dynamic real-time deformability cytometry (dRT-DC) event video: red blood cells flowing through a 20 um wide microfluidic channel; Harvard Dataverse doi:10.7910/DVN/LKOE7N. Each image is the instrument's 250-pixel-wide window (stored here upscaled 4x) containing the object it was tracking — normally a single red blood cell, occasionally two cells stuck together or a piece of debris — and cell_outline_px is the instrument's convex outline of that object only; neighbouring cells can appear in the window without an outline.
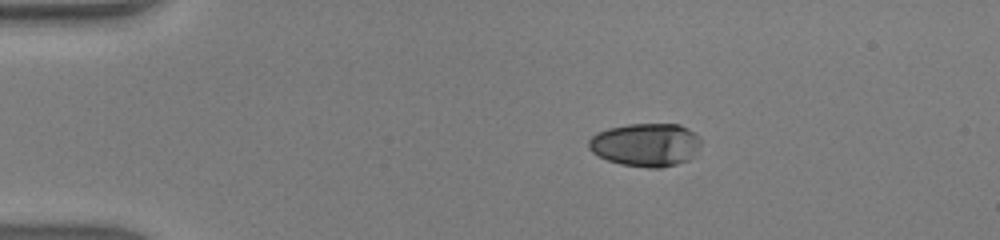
{"species": "human", "species_latin": "Homo sapiens", "temperature_condition": "warm", "stored_images_in_passage": 40, "camera_frame_rate_fps": 3000, "um_per_image_px": 0.085, "donor": {"sex": "male"}, "frame": {"image": 1, "passage_image": 1, "time_ms": 0.0, "image_size_px": [1000, 240], "cell_outline_px": [[700, 144], [692, 156], [688, 160], [676, 164], [660, 168], [648, 168], [620, 164], [608, 160], [592, 152], [588, 148], [588, 140], [596, 132], [608, 128], [628, 124], [680, 124], [688, 128], [700, 136]], "centroid_in_image_um": [54.87, 12.3], "position_along_channel_um": 30.1, "area_um2": 28.38}}
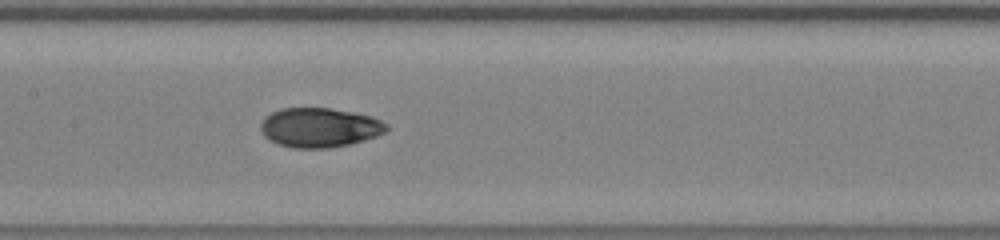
{"frame": {"image": 2, "passage_image": 16, "time_ms": 5.0, "image_size_px": [1000, 240], "cell_outline_px": [[388, 128], [384, 132], [376, 136], [364, 140], [348, 144], [328, 148], [292, 148], [280, 144], [264, 136], [260, 128], [260, 124], [264, 116], [280, 108], [328, 108], [352, 112], [368, 116], [380, 120], [388, 124]], "centroid_in_image_um": [27.13, 10.84], "position_along_channel_um": 180.3, "area_um2": 28.73}}
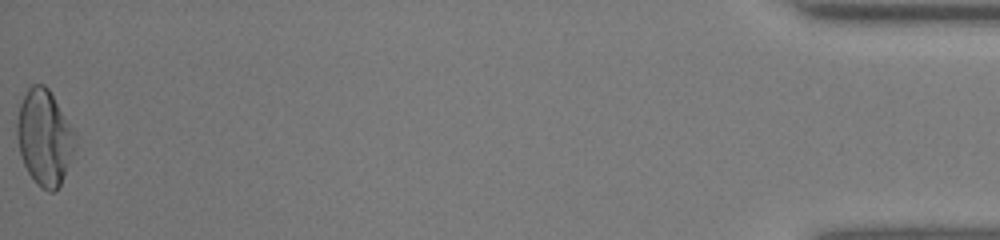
{"frame": {"image": 3, "passage_image": 40, "time_ms": 13.0, "image_size_px": [1000, 240], "cell_outline_px": [[76, 144], [60, 184], [52, 192], [48, 192], [40, 188], [36, 184], [28, 172], [24, 164], [20, 152], [16, 136], [16, 124], [20, 104], [28, 88], [32, 84], [44, 84], [48, 88], [76, 132]], "centroid_in_image_um": [3.77, 11.67], "position_along_channel_um": 431.4, "area_um2": 32.25}, "authors_computed_cell_mechanics": {"area_um2": 29.189, "velocity_mm_per_s": 4.3607, "shape_relaxation_time_tau1_ms": 5.4016, "shape_relaxation_time_tau2_ms": 1.9103, "deformation_change_tau1": 0.2574, "deformation_change_tau2": 0.0406}}